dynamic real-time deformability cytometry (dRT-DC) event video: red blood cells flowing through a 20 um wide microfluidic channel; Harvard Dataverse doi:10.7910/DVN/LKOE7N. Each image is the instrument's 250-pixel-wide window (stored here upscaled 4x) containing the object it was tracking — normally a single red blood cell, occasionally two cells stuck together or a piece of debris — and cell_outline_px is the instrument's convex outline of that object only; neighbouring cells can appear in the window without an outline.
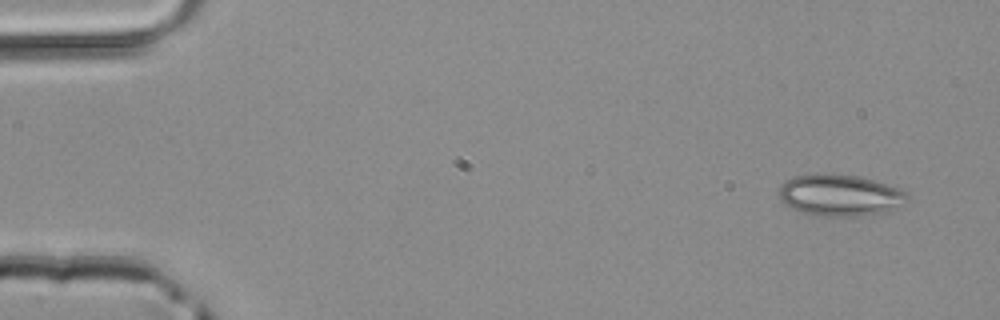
{"species": "common noctule bat (a hibernating species)", "species_latin": "Nyctalus noctula", "temperature_condition": "room temperature", "stored_images_in_passage": 46, "camera_frame_rate_fps": 3000, "um_per_image_px": 0.085, "animal": {"sex": "male", "body_mass_g": 20.4}, "frame": {"image": 1, "passage_image": 1, "time_ms": 0.0, "image_size_px": [1000, 320], "cell_outline_px": [[908, 200], [884, 212], [856, 216], [824, 216], [800, 212], [784, 204], [780, 200], [780, 184], [796, 176], [832, 172], [856, 176], [872, 180], [908, 192]], "centroid_in_image_um": [71.35, 16.58], "position_along_channel_um": 13.6, "area_um2": 30.75}}
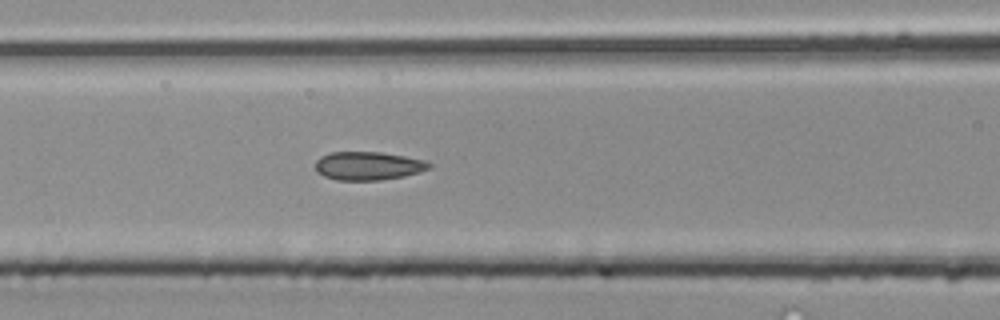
{"frame": {"image": 2, "passage_image": 18, "time_ms": 5.667, "image_size_px": [1000, 320], "cell_outline_px": [[432, 168], [420, 172], [404, 176], [380, 180], [336, 180], [324, 176], [316, 172], [316, 160], [320, 156], [328, 152], [380, 152], [404, 156], [424, 160], [432, 164]], "centroid_in_image_um": [31.29, 14.1], "position_along_channel_um": 135.3, "area_um2": 18.96}}
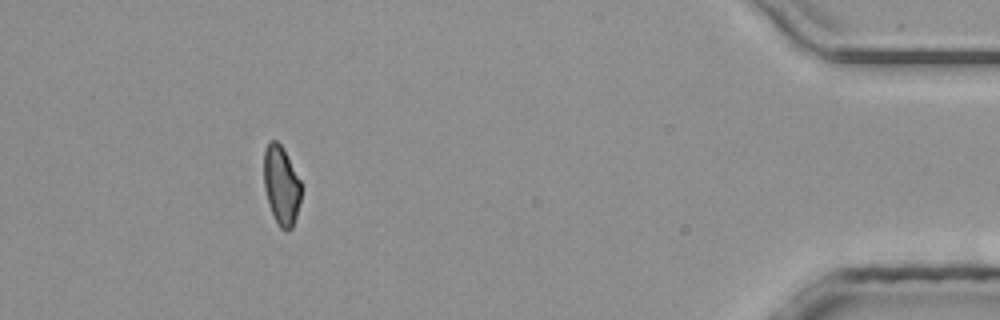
{"frame": {"image": 3, "passage_image": 41, "time_ms": 13.333, "image_size_px": [1000, 320], "cell_outline_px": [[300, 200], [296, 216], [292, 228], [288, 232], [284, 232], [280, 228], [268, 204], [264, 188], [264, 148], [268, 140], [276, 140], [280, 144], [300, 180]], "centroid_in_image_um": [23.88, 15.77], "position_along_channel_um": 411.3, "area_um2": 17.05}}